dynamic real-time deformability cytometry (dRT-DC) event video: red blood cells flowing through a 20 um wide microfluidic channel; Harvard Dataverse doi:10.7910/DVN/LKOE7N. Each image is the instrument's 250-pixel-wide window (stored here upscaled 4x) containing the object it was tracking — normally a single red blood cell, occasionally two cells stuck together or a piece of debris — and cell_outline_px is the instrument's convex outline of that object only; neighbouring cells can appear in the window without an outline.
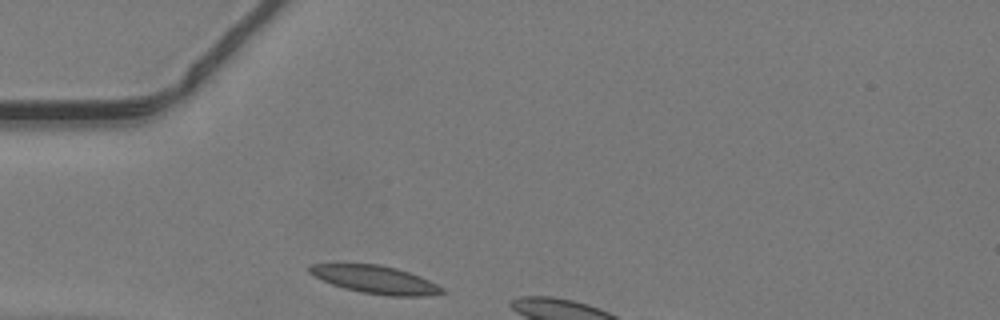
{"species": "common noctule bat (a hibernating species)", "species_latin": "Nyctalus noctula", "temperature_condition": "warm", "stored_images_in_passage": 4, "camera_frame_rate_fps": 3000, "um_per_image_px": 0.085, "animal": {"sex": "male", "body_mass_g": 19.2, "forearm_length_mm": 51.8}, "frame": {"image": 1, "passage_image": 1, "time_ms": 0.0, "image_size_px": [1000, 320], "cell_outline_px": [[448, 292], [424, 296], [388, 296], [360, 292], [344, 288], [332, 284], [308, 272], [308, 264], [380, 264], [396, 268], [420, 276], [444, 288]], "centroid_in_image_um": [31.93, 23.77], "position_along_channel_um": 53.1, "area_um2": 21.44}}